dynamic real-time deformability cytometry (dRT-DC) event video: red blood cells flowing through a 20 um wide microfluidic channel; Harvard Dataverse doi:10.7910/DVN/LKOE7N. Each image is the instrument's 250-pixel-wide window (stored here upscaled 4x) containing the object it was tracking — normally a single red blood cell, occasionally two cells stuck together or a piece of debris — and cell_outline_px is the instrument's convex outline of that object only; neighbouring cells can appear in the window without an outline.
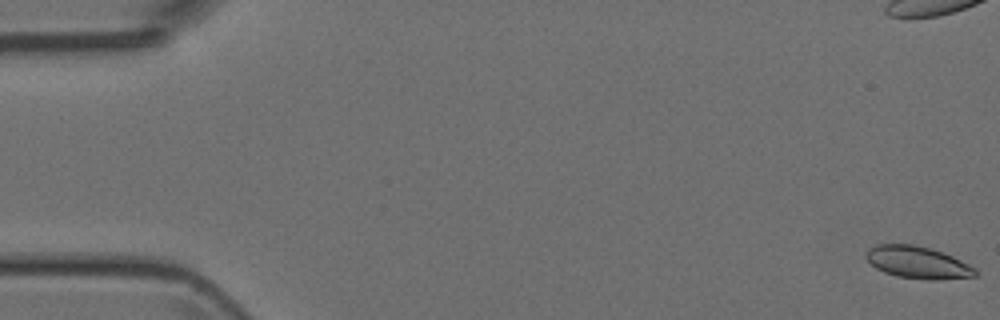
{"species": "Egyptian fruit bat (a non-hibernating species)", "species_latin": "Rousettus aegyptiacus", "temperature_condition": "room temperature", "stored_images_in_passage": 51, "camera_frame_rate_fps": 3000, "um_per_image_px": 0.085, "animal": {"sex": "female"}, "frame": {"image": 1, "passage_image": 1, "time_ms": 0.0, "image_size_px": [1000, 320], "cell_outline_px": [[980, 272], [976, 276], [936, 280], [928, 280], [896, 276], [884, 272], [876, 268], [864, 256], [864, 252], [868, 248], [876, 244], [912, 244], [932, 248], [944, 252], [976, 268]], "centroid_in_image_um": [78.01, 22.3], "position_along_channel_um": 7.0, "area_um2": 20.75}}